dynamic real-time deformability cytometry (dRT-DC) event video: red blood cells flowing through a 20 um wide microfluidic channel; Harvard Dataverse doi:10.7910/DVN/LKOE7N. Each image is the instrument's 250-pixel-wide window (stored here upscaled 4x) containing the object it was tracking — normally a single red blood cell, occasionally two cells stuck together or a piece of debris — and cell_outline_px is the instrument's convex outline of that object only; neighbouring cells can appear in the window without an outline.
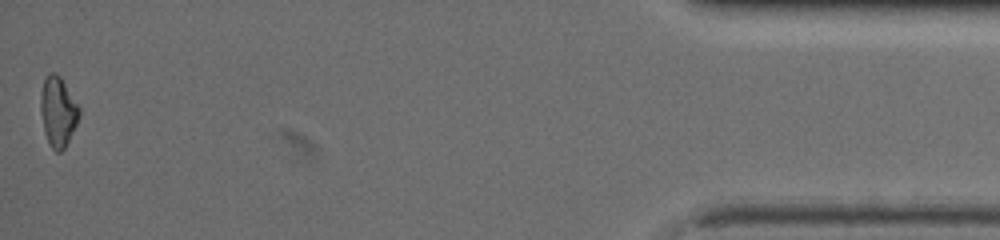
{"species": "common noctule bat (a hibernating species)", "species_latin": "Nyctalus noctula", "temperature_condition": "warm", "stored_images_in_passage": 42, "camera_frame_rate_fps": 3000, "um_per_image_px": 0.085, "animal": {"sex": "female", "body_mass_g": 19.5, "forearm_length_mm": 54.1}, "frame": {"image": 1, "passage_image": 42, "time_ms": 13.667, "image_size_px": [1000, 240], "cell_outline_px": [[80, 116], [64, 148], [60, 152], [56, 152], [52, 148], [44, 132], [40, 112], [40, 92], [44, 80], [52, 72], [56, 72], [60, 76], [80, 108]], "centroid_in_image_um": [4.92, 9.47], "position_along_channel_um": 430.3, "area_um2": 15.55}, "authors_computed_cell_mechanics": {"area_um2": 15.7216, "velocity_mm_per_s": 3.2698, "shape_relaxation_time_tau1_ms": 10.4276, "shape_relaxation_time_tau2_ms": 4.3573, "deformation_change_tau1": 0.1946, "deformation_change_tau2": 0.1068}}